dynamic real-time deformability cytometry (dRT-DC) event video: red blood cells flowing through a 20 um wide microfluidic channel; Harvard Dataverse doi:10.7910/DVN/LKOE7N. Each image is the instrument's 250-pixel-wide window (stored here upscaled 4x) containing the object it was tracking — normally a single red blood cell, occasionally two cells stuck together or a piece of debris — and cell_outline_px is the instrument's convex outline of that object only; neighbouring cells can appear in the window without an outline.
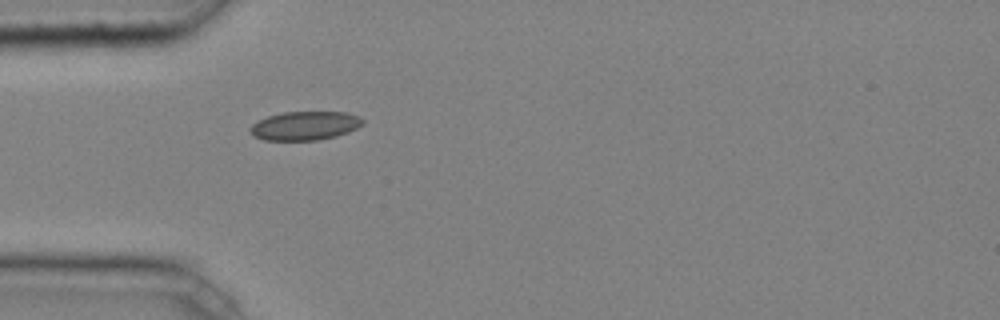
{"species": "common noctule bat (a hibernating species)", "species_latin": "Nyctalus noctula", "temperature_condition": "cold", "stored_images_in_passage": 6, "camera_frame_rate_fps": 3000, "um_per_image_px": 0.085, "animal": {"sex": "male", "body_mass_g": 20.4}, "frame": {"image": 1, "passage_image": 1, "time_ms": 0.0, "image_size_px": [1000, 320], "cell_outline_px": [[364, 124], [348, 132], [336, 136], [316, 140], [264, 140], [252, 136], [248, 128], [252, 124], [268, 116], [284, 112], [348, 112], [360, 116], [364, 120]], "centroid_in_image_um": [25.92, 10.68], "position_along_channel_um": 59.1, "area_um2": 18.96}}